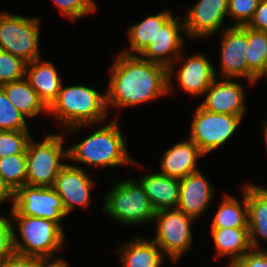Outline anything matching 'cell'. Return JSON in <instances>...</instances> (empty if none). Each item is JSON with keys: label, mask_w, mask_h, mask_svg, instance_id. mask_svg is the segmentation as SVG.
Masks as SVG:
<instances>
[{"label": "cell", "mask_w": 267, "mask_h": 267, "mask_svg": "<svg viewBox=\"0 0 267 267\" xmlns=\"http://www.w3.org/2000/svg\"><path fill=\"white\" fill-rule=\"evenodd\" d=\"M61 13L71 20H78L96 11L94 0H53Z\"/></svg>", "instance_id": "1f68e13d"}, {"label": "cell", "mask_w": 267, "mask_h": 267, "mask_svg": "<svg viewBox=\"0 0 267 267\" xmlns=\"http://www.w3.org/2000/svg\"><path fill=\"white\" fill-rule=\"evenodd\" d=\"M26 119L0 88V131H28Z\"/></svg>", "instance_id": "f1b7e54d"}, {"label": "cell", "mask_w": 267, "mask_h": 267, "mask_svg": "<svg viewBox=\"0 0 267 267\" xmlns=\"http://www.w3.org/2000/svg\"><path fill=\"white\" fill-rule=\"evenodd\" d=\"M246 26L267 32V0H260L252 19Z\"/></svg>", "instance_id": "8d00e7d4"}, {"label": "cell", "mask_w": 267, "mask_h": 267, "mask_svg": "<svg viewBox=\"0 0 267 267\" xmlns=\"http://www.w3.org/2000/svg\"><path fill=\"white\" fill-rule=\"evenodd\" d=\"M26 65L20 57L0 50V86L25 78Z\"/></svg>", "instance_id": "f546056e"}, {"label": "cell", "mask_w": 267, "mask_h": 267, "mask_svg": "<svg viewBox=\"0 0 267 267\" xmlns=\"http://www.w3.org/2000/svg\"><path fill=\"white\" fill-rule=\"evenodd\" d=\"M11 199L12 206L14 203V191L9 187V185L4 181L2 175L0 174V204L7 202Z\"/></svg>", "instance_id": "f35d334b"}, {"label": "cell", "mask_w": 267, "mask_h": 267, "mask_svg": "<svg viewBox=\"0 0 267 267\" xmlns=\"http://www.w3.org/2000/svg\"><path fill=\"white\" fill-rule=\"evenodd\" d=\"M156 211L177 209L180 181L159 172L147 173L138 180Z\"/></svg>", "instance_id": "ffe728a7"}, {"label": "cell", "mask_w": 267, "mask_h": 267, "mask_svg": "<svg viewBox=\"0 0 267 267\" xmlns=\"http://www.w3.org/2000/svg\"><path fill=\"white\" fill-rule=\"evenodd\" d=\"M124 138L119 129L118 118L113 117L106 126L69 148L68 159L98 168L135 164L127 152Z\"/></svg>", "instance_id": "3957f363"}, {"label": "cell", "mask_w": 267, "mask_h": 267, "mask_svg": "<svg viewBox=\"0 0 267 267\" xmlns=\"http://www.w3.org/2000/svg\"><path fill=\"white\" fill-rule=\"evenodd\" d=\"M11 215H27L60 225L67 215L62 199L52 187L24 185L14 192Z\"/></svg>", "instance_id": "30bf717a"}, {"label": "cell", "mask_w": 267, "mask_h": 267, "mask_svg": "<svg viewBox=\"0 0 267 267\" xmlns=\"http://www.w3.org/2000/svg\"><path fill=\"white\" fill-rule=\"evenodd\" d=\"M149 240L135 237L118 249L123 267H161L165 255L153 240Z\"/></svg>", "instance_id": "7402d4cb"}, {"label": "cell", "mask_w": 267, "mask_h": 267, "mask_svg": "<svg viewBox=\"0 0 267 267\" xmlns=\"http://www.w3.org/2000/svg\"><path fill=\"white\" fill-rule=\"evenodd\" d=\"M13 229V250L15 253L44 257L53 256L60 250L65 241V235L61 225L51 220L37 218L27 215L11 216ZM18 224V231L22 241L15 234V226Z\"/></svg>", "instance_id": "5b68a950"}, {"label": "cell", "mask_w": 267, "mask_h": 267, "mask_svg": "<svg viewBox=\"0 0 267 267\" xmlns=\"http://www.w3.org/2000/svg\"><path fill=\"white\" fill-rule=\"evenodd\" d=\"M9 101L28 119L38 116L44 111L48 114V108L39 99L37 92L26 78L8 82L0 86Z\"/></svg>", "instance_id": "cb8c5ba5"}, {"label": "cell", "mask_w": 267, "mask_h": 267, "mask_svg": "<svg viewBox=\"0 0 267 267\" xmlns=\"http://www.w3.org/2000/svg\"><path fill=\"white\" fill-rule=\"evenodd\" d=\"M216 257H231L229 264L242 258L252 249L248 228H211Z\"/></svg>", "instance_id": "603a6c76"}, {"label": "cell", "mask_w": 267, "mask_h": 267, "mask_svg": "<svg viewBox=\"0 0 267 267\" xmlns=\"http://www.w3.org/2000/svg\"><path fill=\"white\" fill-rule=\"evenodd\" d=\"M180 181V198L177 209L198 219L205 212L214 195V188L200 170Z\"/></svg>", "instance_id": "e0dca14e"}, {"label": "cell", "mask_w": 267, "mask_h": 267, "mask_svg": "<svg viewBox=\"0 0 267 267\" xmlns=\"http://www.w3.org/2000/svg\"><path fill=\"white\" fill-rule=\"evenodd\" d=\"M182 17H171L158 31L150 44L139 54L147 61L158 63L168 68V95L173 91L171 84L174 71L173 60L182 54L184 46L180 32L185 33ZM173 55V56H172ZM174 57V58H172ZM173 59V60H172Z\"/></svg>", "instance_id": "8fae6325"}, {"label": "cell", "mask_w": 267, "mask_h": 267, "mask_svg": "<svg viewBox=\"0 0 267 267\" xmlns=\"http://www.w3.org/2000/svg\"><path fill=\"white\" fill-rule=\"evenodd\" d=\"M243 117L212 113L198 105L191 122L189 139L206 155L232 138Z\"/></svg>", "instance_id": "9c48e42d"}, {"label": "cell", "mask_w": 267, "mask_h": 267, "mask_svg": "<svg viewBox=\"0 0 267 267\" xmlns=\"http://www.w3.org/2000/svg\"><path fill=\"white\" fill-rule=\"evenodd\" d=\"M195 220L179 209L157 211L153 220L156 221V237L153 241L165 255L177 261L191 249V227Z\"/></svg>", "instance_id": "ba28073f"}, {"label": "cell", "mask_w": 267, "mask_h": 267, "mask_svg": "<svg viewBox=\"0 0 267 267\" xmlns=\"http://www.w3.org/2000/svg\"><path fill=\"white\" fill-rule=\"evenodd\" d=\"M113 63L105 92L107 110L151 102L168 93V68L165 66L122 52Z\"/></svg>", "instance_id": "6da1fadb"}, {"label": "cell", "mask_w": 267, "mask_h": 267, "mask_svg": "<svg viewBox=\"0 0 267 267\" xmlns=\"http://www.w3.org/2000/svg\"><path fill=\"white\" fill-rule=\"evenodd\" d=\"M260 0H228V16L236 22L231 26L247 25L252 19Z\"/></svg>", "instance_id": "d6a6232c"}, {"label": "cell", "mask_w": 267, "mask_h": 267, "mask_svg": "<svg viewBox=\"0 0 267 267\" xmlns=\"http://www.w3.org/2000/svg\"><path fill=\"white\" fill-rule=\"evenodd\" d=\"M13 250V229L11 217L0 215V261L11 255Z\"/></svg>", "instance_id": "836d02e7"}, {"label": "cell", "mask_w": 267, "mask_h": 267, "mask_svg": "<svg viewBox=\"0 0 267 267\" xmlns=\"http://www.w3.org/2000/svg\"><path fill=\"white\" fill-rule=\"evenodd\" d=\"M0 174L14 192L26 185V154L7 155L0 158Z\"/></svg>", "instance_id": "83f0119b"}, {"label": "cell", "mask_w": 267, "mask_h": 267, "mask_svg": "<svg viewBox=\"0 0 267 267\" xmlns=\"http://www.w3.org/2000/svg\"><path fill=\"white\" fill-rule=\"evenodd\" d=\"M65 139L61 134H50L41 142L28 141L26 148V185L52 187L61 169L66 165L68 150H63ZM62 158V159H61Z\"/></svg>", "instance_id": "8992f818"}, {"label": "cell", "mask_w": 267, "mask_h": 267, "mask_svg": "<svg viewBox=\"0 0 267 267\" xmlns=\"http://www.w3.org/2000/svg\"><path fill=\"white\" fill-rule=\"evenodd\" d=\"M247 204L252 249L264 250L259 246L258 239L260 236L267 241V189L251 183L247 184Z\"/></svg>", "instance_id": "44dd1931"}, {"label": "cell", "mask_w": 267, "mask_h": 267, "mask_svg": "<svg viewBox=\"0 0 267 267\" xmlns=\"http://www.w3.org/2000/svg\"><path fill=\"white\" fill-rule=\"evenodd\" d=\"M232 265L234 267H267V251L251 249Z\"/></svg>", "instance_id": "e575fe53"}, {"label": "cell", "mask_w": 267, "mask_h": 267, "mask_svg": "<svg viewBox=\"0 0 267 267\" xmlns=\"http://www.w3.org/2000/svg\"><path fill=\"white\" fill-rule=\"evenodd\" d=\"M29 131H0V158L7 155L26 154Z\"/></svg>", "instance_id": "4dcf8cb0"}, {"label": "cell", "mask_w": 267, "mask_h": 267, "mask_svg": "<svg viewBox=\"0 0 267 267\" xmlns=\"http://www.w3.org/2000/svg\"><path fill=\"white\" fill-rule=\"evenodd\" d=\"M163 154L159 173L178 180L198 171L197 159L205 155L190 139L176 143Z\"/></svg>", "instance_id": "ac0fdd59"}, {"label": "cell", "mask_w": 267, "mask_h": 267, "mask_svg": "<svg viewBox=\"0 0 267 267\" xmlns=\"http://www.w3.org/2000/svg\"><path fill=\"white\" fill-rule=\"evenodd\" d=\"M172 16L173 15L169 10H165L156 15H150L139 23L130 25L131 27L128 29L130 51L123 50L122 53L128 55H139L150 44L151 40L155 38L161 27Z\"/></svg>", "instance_id": "d4e9b609"}, {"label": "cell", "mask_w": 267, "mask_h": 267, "mask_svg": "<svg viewBox=\"0 0 267 267\" xmlns=\"http://www.w3.org/2000/svg\"><path fill=\"white\" fill-rule=\"evenodd\" d=\"M25 78L37 92L39 99L49 108L57 99L62 81L55 65L41 58L27 63Z\"/></svg>", "instance_id": "d6986e66"}, {"label": "cell", "mask_w": 267, "mask_h": 267, "mask_svg": "<svg viewBox=\"0 0 267 267\" xmlns=\"http://www.w3.org/2000/svg\"><path fill=\"white\" fill-rule=\"evenodd\" d=\"M225 267H234L233 265H231V264H229V265H227V266H225Z\"/></svg>", "instance_id": "b9f144b4"}, {"label": "cell", "mask_w": 267, "mask_h": 267, "mask_svg": "<svg viewBox=\"0 0 267 267\" xmlns=\"http://www.w3.org/2000/svg\"><path fill=\"white\" fill-rule=\"evenodd\" d=\"M38 257L25 256L13 252L11 255L0 261V267H37Z\"/></svg>", "instance_id": "d590c367"}, {"label": "cell", "mask_w": 267, "mask_h": 267, "mask_svg": "<svg viewBox=\"0 0 267 267\" xmlns=\"http://www.w3.org/2000/svg\"><path fill=\"white\" fill-rule=\"evenodd\" d=\"M52 256L38 257V266L37 267H69L68 263L60 258L51 261Z\"/></svg>", "instance_id": "74e56055"}, {"label": "cell", "mask_w": 267, "mask_h": 267, "mask_svg": "<svg viewBox=\"0 0 267 267\" xmlns=\"http://www.w3.org/2000/svg\"><path fill=\"white\" fill-rule=\"evenodd\" d=\"M228 16V0H199L185 15V34L193 38H206L223 31L222 24Z\"/></svg>", "instance_id": "4fadbf2b"}, {"label": "cell", "mask_w": 267, "mask_h": 267, "mask_svg": "<svg viewBox=\"0 0 267 267\" xmlns=\"http://www.w3.org/2000/svg\"><path fill=\"white\" fill-rule=\"evenodd\" d=\"M94 183L82 168L67 164L61 169L52 188L62 199L67 215L75 206L87 207Z\"/></svg>", "instance_id": "5bb4252c"}, {"label": "cell", "mask_w": 267, "mask_h": 267, "mask_svg": "<svg viewBox=\"0 0 267 267\" xmlns=\"http://www.w3.org/2000/svg\"><path fill=\"white\" fill-rule=\"evenodd\" d=\"M243 187L242 205L235 197L224 195L211 228H248L247 184Z\"/></svg>", "instance_id": "484cf974"}, {"label": "cell", "mask_w": 267, "mask_h": 267, "mask_svg": "<svg viewBox=\"0 0 267 267\" xmlns=\"http://www.w3.org/2000/svg\"><path fill=\"white\" fill-rule=\"evenodd\" d=\"M179 55L177 61L182 58L183 66L177 72L178 84L182 90L190 96H201L205 93L209 85L218 77L212 62L203 54L196 53L183 59Z\"/></svg>", "instance_id": "2e32d148"}, {"label": "cell", "mask_w": 267, "mask_h": 267, "mask_svg": "<svg viewBox=\"0 0 267 267\" xmlns=\"http://www.w3.org/2000/svg\"><path fill=\"white\" fill-rule=\"evenodd\" d=\"M58 124L74 130L102 122L107 116L106 94L89 86H61L57 99L48 108Z\"/></svg>", "instance_id": "7a4b0ae2"}, {"label": "cell", "mask_w": 267, "mask_h": 267, "mask_svg": "<svg viewBox=\"0 0 267 267\" xmlns=\"http://www.w3.org/2000/svg\"><path fill=\"white\" fill-rule=\"evenodd\" d=\"M221 66L220 77L225 79L245 78L249 83H256V76L247 67V26H228L220 33Z\"/></svg>", "instance_id": "7c38bea8"}, {"label": "cell", "mask_w": 267, "mask_h": 267, "mask_svg": "<svg viewBox=\"0 0 267 267\" xmlns=\"http://www.w3.org/2000/svg\"><path fill=\"white\" fill-rule=\"evenodd\" d=\"M247 67L258 77L264 68L267 55V32L252 29L247 26Z\"/></svg>", "instance_id": "4316f807"}, {"label": "cell", "mask_w": 267, "mask_h": 267, "mask_svg": "<svg viewBox=\"0 0 267 267\" xmlns=\"http://www.w3.org/2000/svg\"><path fill=\"white\" fill-rule=\"evenodd\" d=\"M217 77L207 88L205 100L200 106L212 113L244 116L246 112L243 86L233 79Z\"/></svg>", "instance_id": "9a60e30c"}, {"label": "cell", "mask_w": 267, "mask_h": 267, "mask_svg": "<svg viewBox=\"0 0 267 267\" xmlns=\"http://www.w3.org/2000/svg\"><path fill=\"white\" fill-rule=\"evenodd\" d=\"M112 183L114 185L102 204L110 218L126 225L154 220L157 211L139 181L112 179Z\"/></svg>", "instance_id": "277c9868"}, {"label": "cell", "mask_w": 267, "mask_h": 267, "mask_svg": "<svg viewBox=\"0 0 267 267\" xmlns=\"http://www.w3.org/2000/svg\"><path fill=\"white\" fill-rule=\"evenodd\" d=\"M266 77L267 78V55H266V59H265V63H264V68L262 73L256 78V83L258 82L259 79H261L262 77Z\"/></svg>", "instance_id": "ab89813d"}, {"label": "cell", "mask_w": 267, "mask_h": 267, "mask_svg": "<svg viewBox=\"0 0 267 267\" xmlns=\"http://www.w3.org/2000/svg\"><path fill=\"white\" fill-rule=\"evenodd\" d=\"M39 19L0 12V50L29 63L40 58Z\"/></svg>", "instance_id": "52a82bcc"}, {"label": "cell", "mask_w": 267, "mask_h": 267, "mask_svg": "<svg viewBox=\"0 0 267 267\" xmlns=\"http://www.w3.org/2000/svg\"><path fill=\"white\" fill-rule=\"evenodd\" d=\"M262 130H263V135H264L263 137L265 139V146H266V151H267V121H265L263 123V129Z\"/></svg>", "instance_id": "60d3db41"}]
</instances>
